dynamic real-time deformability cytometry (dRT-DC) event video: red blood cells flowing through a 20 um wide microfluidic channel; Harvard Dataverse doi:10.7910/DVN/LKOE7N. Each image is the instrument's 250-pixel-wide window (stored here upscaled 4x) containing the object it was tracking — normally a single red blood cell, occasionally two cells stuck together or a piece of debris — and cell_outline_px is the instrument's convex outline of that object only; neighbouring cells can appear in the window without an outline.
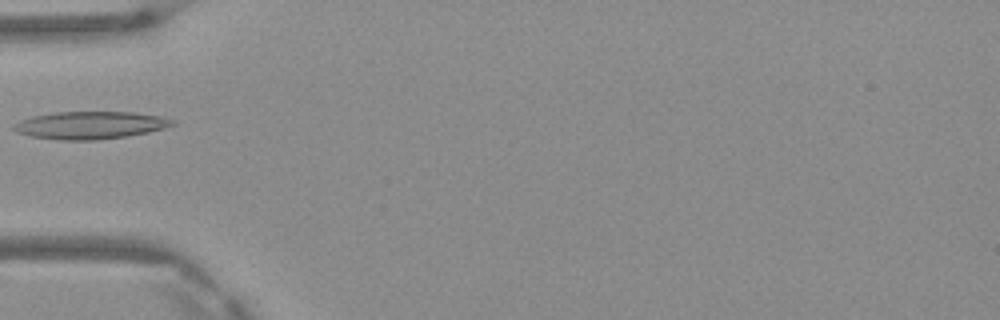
{"species": "Egyptian fruit bat (a non-hibernating species)", "species_latin": "Rousettus aegyptiacus", "temperature_condition": "warm", "stored_images_in_passage": 5, "camera_frame_rate_fps": 3000, "um_per_image_px": 0.085, "frame": {"image": 1, "passage_image": 5, "time_ms": 1.333, "image_size_px": [1000, 320], "cell_outline_px": [[176, 124], [164, 128], [148, 132], [128, 136], [96, 140], [56, 140], [32, 136], [16, 132], [12, 128], [12, 124], [20, 120], [32, 116], [52, 112], [136, 112], [160, 116], [176, 120]], "centroid_in_image_um": [7.66, 10.64], "position_along_channel_um": 77.3, "area_um2": 25.72}}